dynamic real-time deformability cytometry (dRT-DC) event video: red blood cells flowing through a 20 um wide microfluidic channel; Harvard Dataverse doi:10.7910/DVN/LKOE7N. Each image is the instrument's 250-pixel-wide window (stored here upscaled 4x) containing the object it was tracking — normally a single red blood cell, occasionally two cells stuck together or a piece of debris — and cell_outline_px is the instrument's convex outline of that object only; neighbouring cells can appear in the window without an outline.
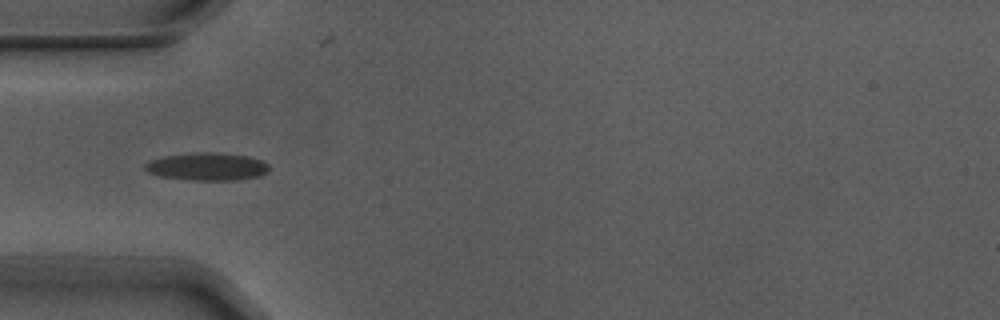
{"species": "Egyptian fruit bat (a non-hibernating species)", "species_latin": "Rousettus aegyptiacus", "temperature_condition": "warm", "stored_images_in_passage": 7, "camera_frame_rate_fps": 3000, "um_per_image_px": 0.085, "animal": {"sex": "male"}, "frame": {"image": 1, "passage_image": 3, "time_ms": 0.667, "image_size_px": [1000, 320], "cell_outline_px": [[268, 172], [260, 176], [236, 180], [192, 180], [160, 176], [148, 172], [144, 168], [144, 164], [148, 160], [164, 156], [196, 152], [212, 152], [248, 156], [264, 160], [268, 164]], "centroid_in_image_um": [17.61, 14.15], "position_along_channel_um": 67.4, "area_um2": 20.17}}
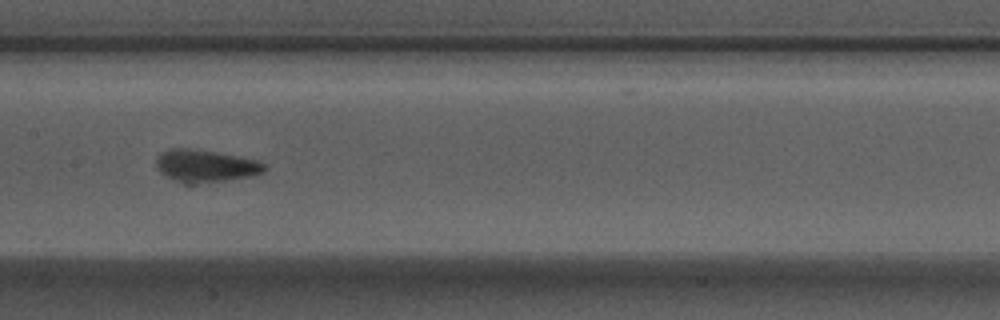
{"frame": {"image": 2, "passage_image": 6, "time_ms": 1.667, "image_size_px": [1000, 320], "cell_outline_px": [[268, 168], [264, 172], [248, 176], [224, 180], [192, 184], [184, 184], [164, 176], [156, 168], [156, 156], [160, 152], [168, 148], [188, 148], [216, 152], [256, 160], [264, 164]], "centroid_in_image_um": [17.38, 14.1], "position_along_channel_um": 190.0, "area_um2": 20.46}}
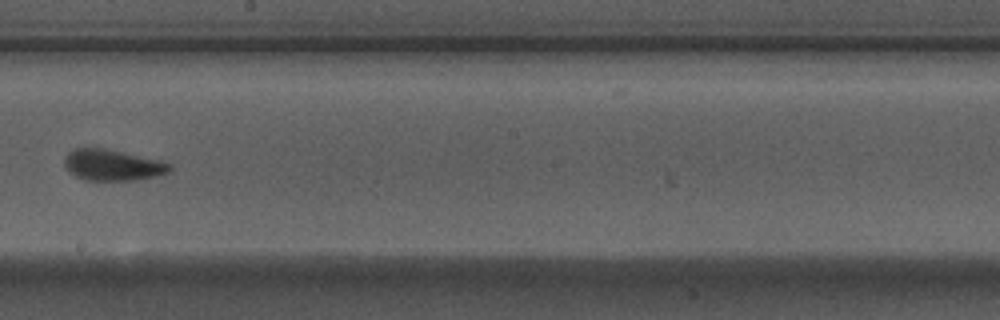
{"frame": {"image": 3, "passage_image": 7, "time_ms": 2.0, "image_size_px": [1000, 320], "cell_outline_px": [[172, 168], [168, 172], [156, 176], [136, 180], [84, 180], [68, 172], [64, 168], [64, 156], [68, 152], [76, 148], [104, 148], [160, 160], [172, 164]], "centroid_in_image_um": [9.53, 14.03], "position_along_channel_um": 238.7, "area_um2": 19.19}}